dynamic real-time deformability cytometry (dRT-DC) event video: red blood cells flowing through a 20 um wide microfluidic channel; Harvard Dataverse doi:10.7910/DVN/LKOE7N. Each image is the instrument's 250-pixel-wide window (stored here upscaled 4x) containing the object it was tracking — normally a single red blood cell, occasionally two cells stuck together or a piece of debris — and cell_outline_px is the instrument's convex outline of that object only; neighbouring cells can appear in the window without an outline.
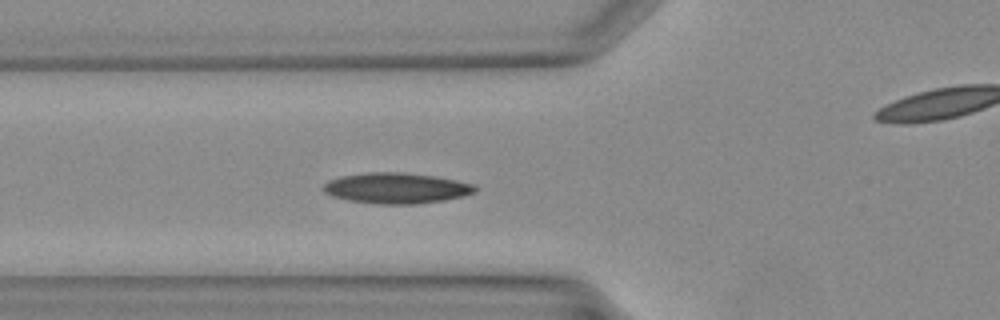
{"species": "Egyptian fruit bat (a non-hibernating species)", "species_latin": "Rousettus aegyptiacus", "temperature_condition": "warm", "stored_images_in_passage": 28, "camera_frame_rate_fps": 3000, "um_per_image_px": 0.085, "animal": {"sex": "female"}, "frame": {"image": 1, "passage_image": 9, "time_ms": 2.667, "image_size_px": [1000, 320], "cell_outline_px": [[476, 192], [464, 196], [444, 200], [416, 204], [376, 204], [348, 200], [332, 196], [324, 192], [324, 184], [328, 180], [340, 176], [368, 172], [400, 172], [432, 176], [456, 180], [472, 184], [476, 188]], "centroid_in_image_um": [33.67, 15.99], "position_along_channel_um": 92.1, "area_um2": 27.05}}
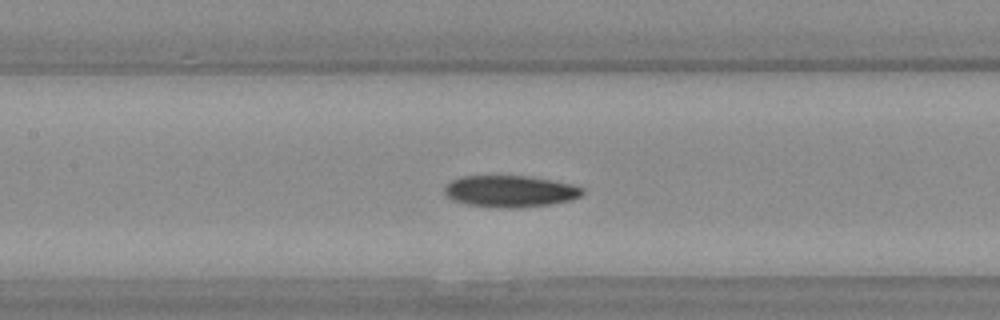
{"frame": {"image": 2, "passage_image": 13, "time_ms": 4.0, "image_size_px": [1000, 320], "cell_outline_px": [[584, 192], [580, 196], [568, 200], [548, 204], [508, 208], [468, 204], [456, 200], [448, 196], [444, 192], [444, 188], [452, 180], [464, 176], [528, 176], [552, 180], [572, 184], [584, 188]], "centroid_in_image_um": [43.39, 16.24], "position_along_channel_um": 164.0, "area_um2": 24.85}}
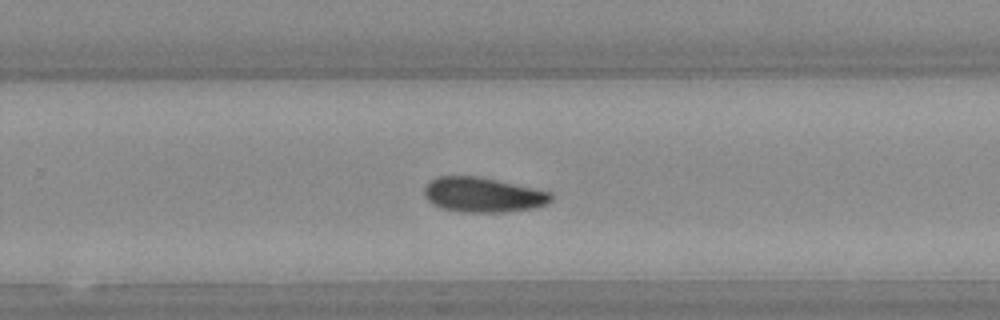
{"frame": {"image": 3, "passage_image": 20, "time_ms": 6.333, "image_size_px": [1000, 320], "cell_outline_px": [[552, 200], [548, 204], [536, 208], [500, 212], [468, 212], [444, 208], [432, 204], [428, 200], [424, 192], [424, 184], [436, 176], [476, 176], [536, 188], [552, 192]], "centroid_in_image_um": [41.07, 16.55], "position_along_channel_um": 288.7, "area_um2": 25.78}}